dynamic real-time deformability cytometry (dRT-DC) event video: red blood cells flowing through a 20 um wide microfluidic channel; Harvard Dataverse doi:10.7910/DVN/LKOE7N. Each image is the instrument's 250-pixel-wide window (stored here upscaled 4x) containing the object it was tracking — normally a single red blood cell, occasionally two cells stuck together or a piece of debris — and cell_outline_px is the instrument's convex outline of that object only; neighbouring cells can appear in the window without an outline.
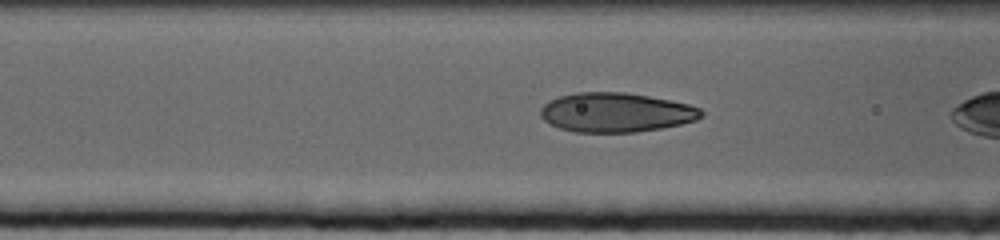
{"species": "human", "species_latin": "Homo sapiens", "temperature_condition": "cold", "stored_images_in_passage": 51, "camera_frame_rate_fps": 3000, "um_per_image_px": 0.085, "donor": {"sex": "female"}, "frame": {"image": 1, "passage_image": 23, "time_ms": 7.333, "image_size_px": [1000, 240], "cell_outline_px": [[704, 116], [696, 120], [680, 124], [660, 128], [636, 132], [576, 132], [560, 128], [544, 120], [540, 116], [540, 108], [544, 104], [560, 96], [576, 92], [624, 92], [648, 96], [688, 104], [700, 108], [704, 112]], "centroid_in_image_um": [52.36, 9.56], "position_along_channel_um": 114.2, "area_um2": 36.7}}
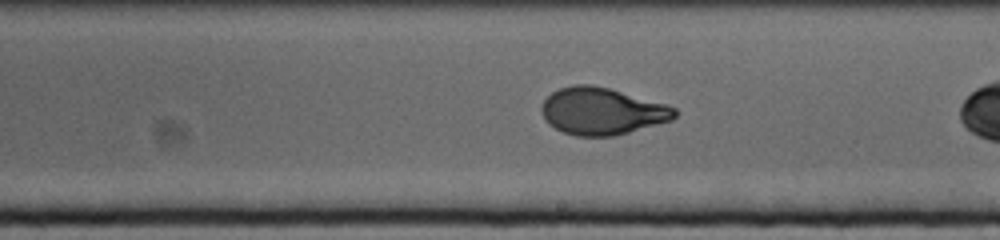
{"frame": {"image": 2, "passage_image": 36, "time_ms": 11.667, "image_size_px": [1000, 240], "cell_outline_px": [[680, 112], [672, 120], [628, 132], [612, 136], [576, 136], [564, 132], [548, 124], [544, 120], [540, 108], [544, 100], [552, 92], [560, 88], [576, 84], [592, 84], [608, 88], [664, 104], [676, 108]], "centroid_in_image_um": [51.14, 9.45], "position_along_channel_um": 237.9, "area_um2": 36.3}}
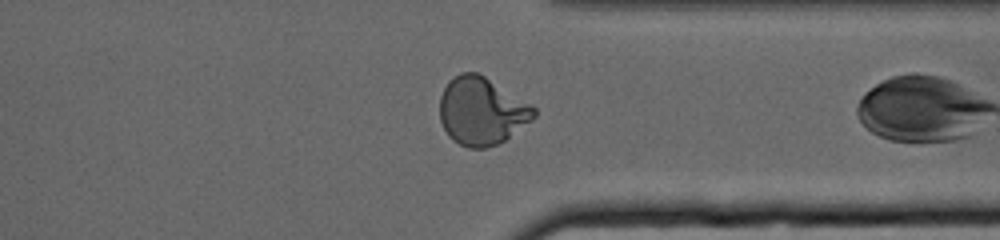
{"frame": {"image": 3, "passage_image": 50, "time_ms": 16.333, "image_size_px": [1000, 240], "cell_outline_px": [[536, 116], [532, 120], [504, 140], [496, 144], [484, 148], [468, 148], [452, 140], [448, 136], [440, 120], [440, 96], [448, 80], [460, 72], [480, 72], [536, 108]], "centroid_in_image_um": [40.92, 9.42], "position_along_channel_um": 370.5, "area_um2": 37.22}}